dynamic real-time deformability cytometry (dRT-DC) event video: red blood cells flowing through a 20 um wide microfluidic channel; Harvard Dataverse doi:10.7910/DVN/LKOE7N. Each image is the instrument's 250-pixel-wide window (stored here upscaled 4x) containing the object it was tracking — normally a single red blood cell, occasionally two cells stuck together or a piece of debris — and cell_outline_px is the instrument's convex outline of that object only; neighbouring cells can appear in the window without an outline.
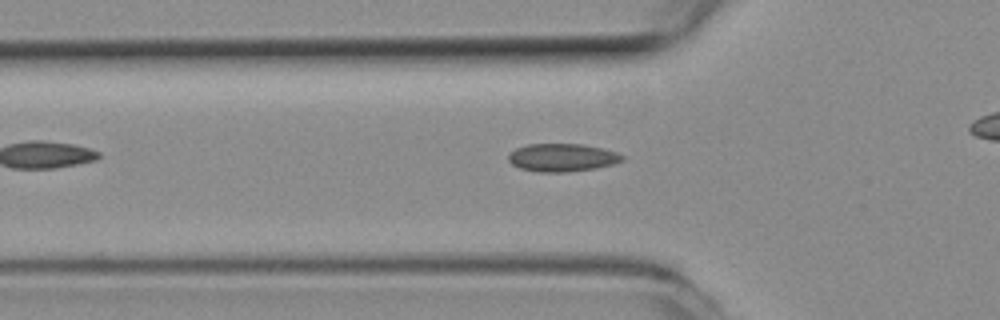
{"species": "common noctule bat (a hibernating species)", "species_latin": "Nyctalus noctula", "temperature_condition": "room temperature", "stored_images_in_passage": 36, "camera_frame_rate_fps": 3000, "um_per_image_px": 0.085, "animal": {"sex": "female", "body_mass_g": 19.3, "forearm_length_mm": 54.1}, "frame": {"image": 1, "passage_image": 11, "time_ms": 3.333, "image_size_px": [1000, 320], "cell_outline_px": [[624, 160], [612, 164], [596, 168], [568, 172], [536, 172], [520, 168], [512, 164], [508, 160], [508, 156], [516, 148], [528, 144], [584, 144], [604, 148], [616, 152], [624, 156]], "centroid_in_image_um": [47.8, 13.39], "position_along_channel_um": 78.0, "area_um2": 18.61}}
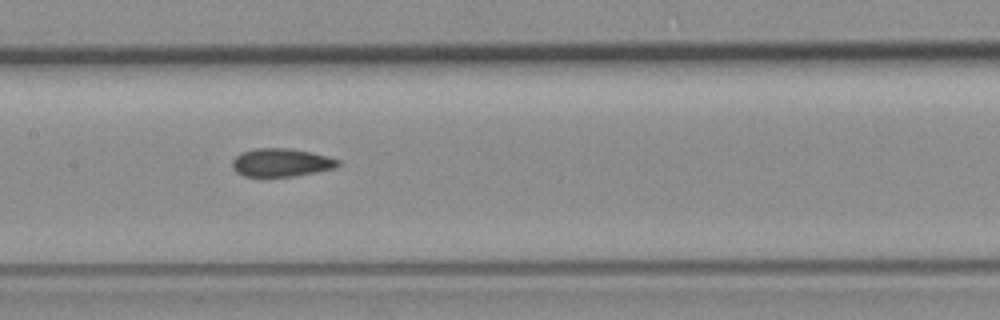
{"frame": {"image": 2, "passage_image": 19, "time_ms": 6.0, "image_size_px": [1000, 320], "cell_outline_px": [[340, 164], [336, 168], [292, 176], [244, 176], [236, 172], [232, 168], [232, 160], [240, 152], [256, 148], [288, 148], [308, 152], [340, 160]], "centroid_in_image_um": [23.85, 13.81], "position_along_channel_um": 183.5, "area_um2": 17.17}}
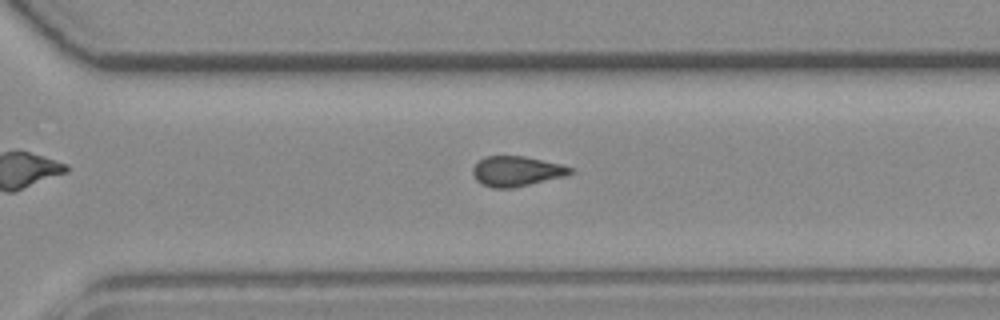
{"frame": {"image": 3, "passage_image": 30, "time_ms": 9.667, "image_size_px": [1000, 320], "cell_outline_px": [[576, 172], [568, 176], [512, 188], [492, 188], [480, 184], [476, 180], [472, 172], [472, 168], [484, 156], [524, 156], [560, 164], [576, 168]], "centroid_in_image_um": [43.96, 14.56], "position_along_channel_um": 326.6, "area_um2": 17.4}}